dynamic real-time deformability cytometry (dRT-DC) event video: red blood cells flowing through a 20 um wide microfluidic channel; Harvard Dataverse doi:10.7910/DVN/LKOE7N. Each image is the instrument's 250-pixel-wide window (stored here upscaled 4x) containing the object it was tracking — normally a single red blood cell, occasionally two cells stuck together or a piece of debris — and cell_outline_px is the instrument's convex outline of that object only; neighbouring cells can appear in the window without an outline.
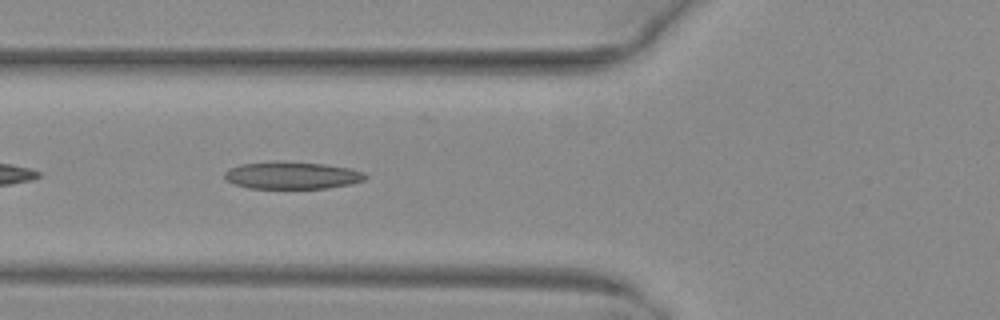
{"species": "common noctule bat (a hibernating species)", "species_latin": "Nyctalus noctula", "temperature_condition": "warm", "stored_images_in_passage": 37, "camera_frame_rate_fps": 3000, "um_per_image_px": 0.085, "animal": {"sex": "female", "body_mass_g": 29.2, "forearm_length_mm": 56.3}, "frame": {"image": 1, "passage_image": 4, "time_ms": 1.0, "image_size_px": [1000, 320], "cell_outline_px": [[368, 176], [364, 180], [352, 184], [328, 188], [248, 188], [232, 184], [224, 176], [224, 172], [228, 168], [240, 164], [276, 160], [324, 164], [348, 168], [364, 172]], "centroid_in_image_um": [24.79, 14.9], "position_along_channel_um": 101.0, "area_um2": 22.66}}
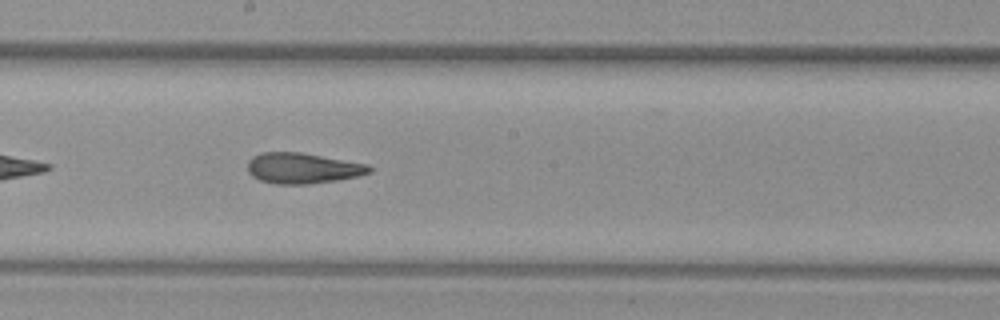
{"frame": {"image": 2, "passage_image": 13, "time_ms": 4.0, "image_size_px": [1000, 320], "cell_outline_px": [[372, 172], [356, 176], [336, 180], [308, 184], [276, 184], [260, 180], [252, 176], [248, 172], [248, 160], [252, 156], [264, 152], [300, 152], [368, 164], [372, 168]], "centroid_in_image_um": [25.71, 14.29], "position_along_channel_um": 222.5, "area_um2": 21.68}}
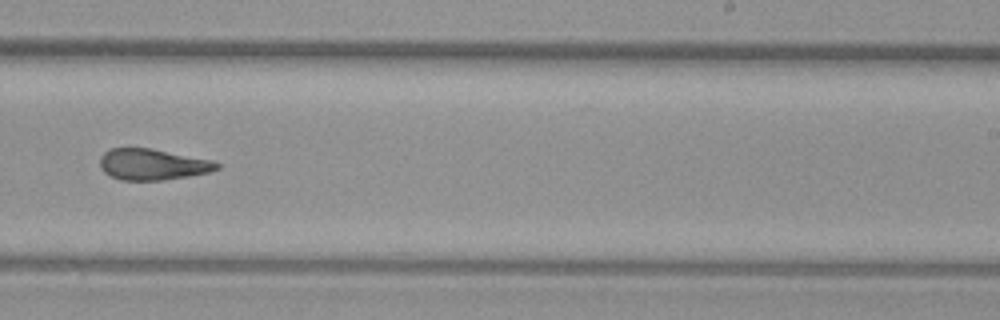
{"frame": {"image": 3, "passage_image": 17, "time_ms": 5.333, "image_size_px": [1000, 320], "cell_outline_px": [[220, 168], [208, 172], [188, 176], [164, 180], [120, 180], [104, 172], [100, 168], [100, 156], [108, 148], [152, 148], [212, 160], [220, 164]], "centroid_in_image_um": [12.95, 13.97], "position_along_channel_um": 276.1, "area_um2": 21.27}, "authors_computed_cell_mechanics": {"area_um2": 21.386, "velocity_mm_per_s": 4.0378, "shape_relaxation_time_tau1_ms": null, "shape_relaxation_time_tau2_ms": 2.0417, "deformation_change_tau1": null, "deformation_change_tau2": 0.0958}}